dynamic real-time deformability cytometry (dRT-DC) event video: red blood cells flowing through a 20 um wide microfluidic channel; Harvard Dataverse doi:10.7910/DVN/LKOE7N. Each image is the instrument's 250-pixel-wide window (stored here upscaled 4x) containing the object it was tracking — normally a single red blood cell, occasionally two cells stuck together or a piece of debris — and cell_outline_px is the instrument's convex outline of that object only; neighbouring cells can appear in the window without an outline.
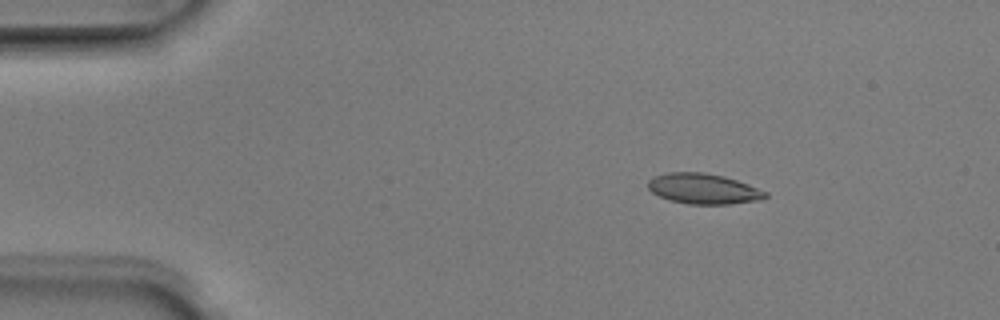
{"species": "Egyptian fruit bat (a non-hibernating species)", "species_latin": "Rousettus aegyptiacus", "temperature_condition": "room temperature", "stored_images_in_passage": 5, "camera_frame_rate_fps": 3000, "um_per_image_px": 0.085, "animal": {"sex": "male"}, "frame": {"image": 1, "passage_image": 3, "time_ms": 0.667, "image_size_px": [1000, 320], "cell_outline_px": [[768, 196], [764, 200], [728, 204], [688, 204], [672, 200], [660, 196], [652, 192], [648, 188], [648, 180], [652, 176], [668, 172], [704, 172], [724, 176], [748, 184], [768, 192]], "centroid_in_image_um": [59.81, 16.04], "position_along_channel_um": 25.2, "area_um2": 20.92}}